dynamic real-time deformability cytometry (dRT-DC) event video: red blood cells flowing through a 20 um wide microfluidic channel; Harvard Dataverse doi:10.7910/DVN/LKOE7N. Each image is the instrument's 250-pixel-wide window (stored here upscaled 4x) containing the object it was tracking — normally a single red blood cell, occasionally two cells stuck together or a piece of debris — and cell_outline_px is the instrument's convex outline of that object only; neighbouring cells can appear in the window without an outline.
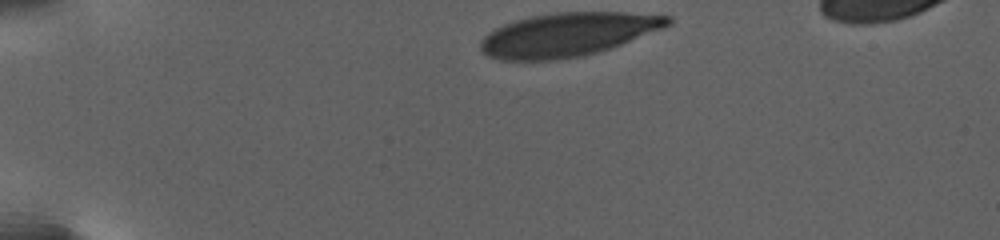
{"species": "human", "species_latin": "Homo sapiens", "temperature_condition": "warm", "stored_images_in_passage": 52, "camera_frame_rate_fps": 3000, "um_per_image_px": 0.085, "donor": {"sex": "female"}, "frame": {"image": 1, "passage_image": 1, "time_ms": 0.0, "image_size_px": [1000, 240], "cell_outline_px": [[672, 24], [664, 28], [620, 44], [584, 56], [556, 60], [500, 60], [488, 56], [480, 48], [480, 40], [488, 32], [504, 24], [516, 20], [532, 16], [556, 12], [624, 12], [672, 16]], "centroid_in_image_um": [48.26, 2.93], "position_along_channel_um": 36.7, "area_um2": 47.51}}
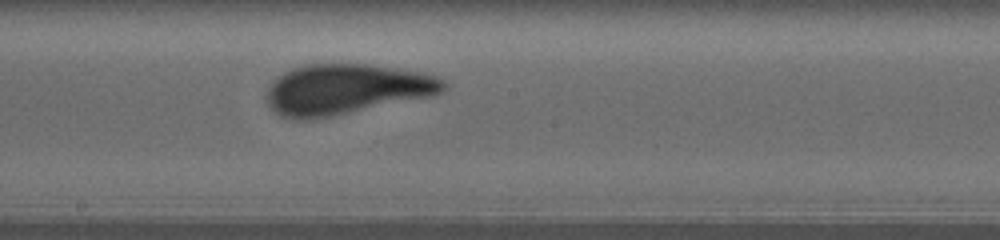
{"frame": {"image": 2, "passage_image": 31, "time_ms": 9.333, "image_size_px": [1000, 240], "cell_outline_px": [[448, 88], [432, 96], [312, 120], [296, 120], [280, 116], [272, 112], [268, 104], [268, 88], [284, 72], [292, 68], [304, 64], [364, 64], [424, 72], [436, 76], [444, 80], [448, 84]], "centroid_in_image_um": [29.43, 7.6], "position_along_channel_um": 218.8, "area_um2": 51.96}}
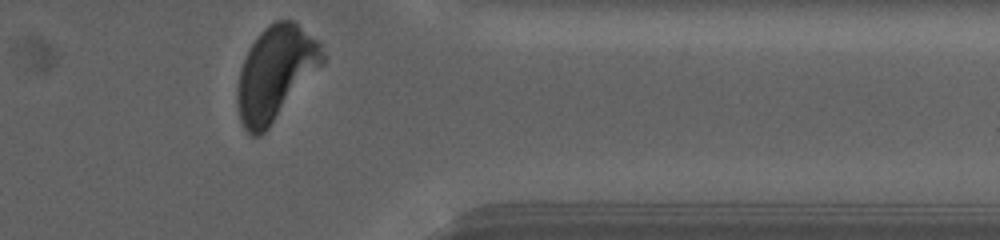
{"frame": {"image": 3, "passage_image": 52, "time_ms": 16.0, "image_size_px": [1000, 240], "cell_outline_px": [[324, 60], [268, 128], [260, 136], [252, 136], [244, 128], [240, 120], [236, 100], [236, 88], [240, 68], [248, 48], [260, 32], [268, 24], [276, 20], [292, 20], [320, 40], [324, 56]], "centroid_in_image_um": [23.37, 6.18], "position_along_channel_um": 388.0, "area_um2": 46.18}}